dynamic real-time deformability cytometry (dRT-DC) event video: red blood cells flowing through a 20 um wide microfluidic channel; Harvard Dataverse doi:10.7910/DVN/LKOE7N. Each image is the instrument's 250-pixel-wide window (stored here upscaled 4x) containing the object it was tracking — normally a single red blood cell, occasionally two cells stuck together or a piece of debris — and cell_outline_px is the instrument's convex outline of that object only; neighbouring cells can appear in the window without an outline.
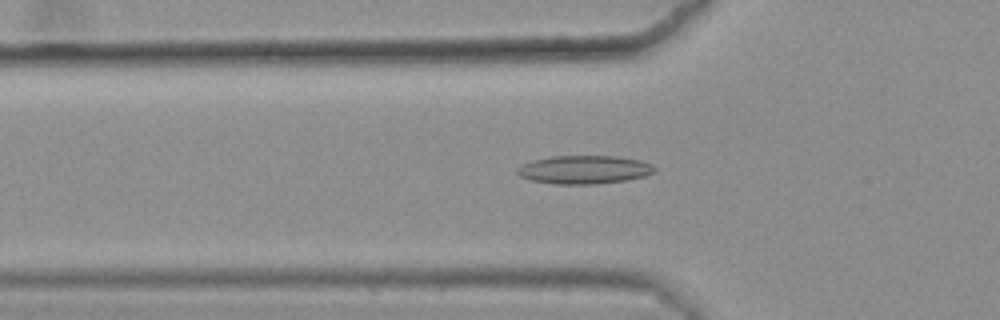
{"species": "common noctule bat (a hibernating species)", "species_latin": "Nyctalus noctula", "temperature_condition": "warm", "stored_images_in_passage": 46, "camera_frame_rate_fps": 3000, "um_per_image_px": 0.085, "animal": {"sex": "female", "body_mass_g": 25.1}, "frame": {"image": 1, "passage_image": 16, "time_ms": 5.0, "image_size_px": [1000, 320], "cell_outline_px": [[656, 168], [652, 172], [644, 176], [628, 180], [596, 184], [552, 184], [532, 180], [520, 176], [516, 172], [516, 168], [532, 160], [552, 156], [616, 156], [640, 160], [652, 164]], "centroid_in_image_um": [49.65, 14.42], "position_along_channel_um": 76.2, "area_um2": 22.72}}
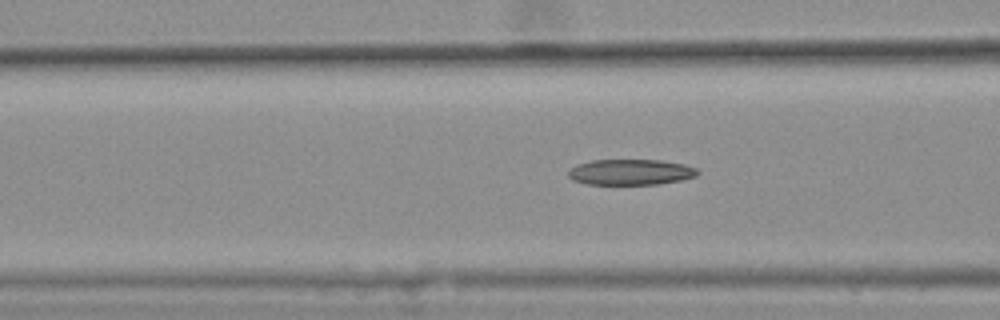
{"frame": {"image": 2, "passage_image": 19, "time_ms": 6.0, "image_size_px": [1000, 320], "cell_outline_px": [[700, 172], [696, 176], [680, 180], [656, 184], [588, 184], [572, 180], [568, 176], [568, 172], [576, 164], [592, 160], [660, 160], [684, 164], [696, 168]], "centroid_in_image_um": [53.6, 14.62], "position_along_channel_um": 113.0, "area_um2": 19.31}}
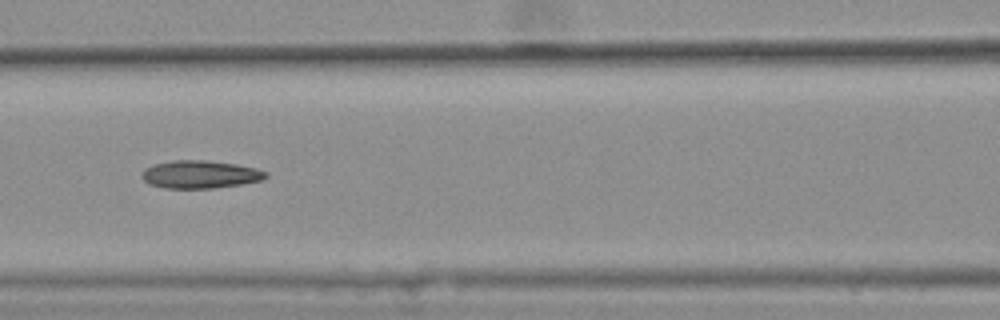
{"frame": {"image": 3, "passage_image": 22, "time_ms": 7.0, "image_size_px": [1000, 320], "cell_outline_px": [[268, 176], [260, 180], [240, 184], [212, 188], [164, 188], [148, 184], [140, 176], [144, 168], [152, 164], [172, 160], [208, 160], [236, 164], [256, 168], [268, 172]], "centroid_in_image_um": [16.96, 14.81], "position_along_channel_um": 149.6, "area_um2": 20.23}, "authors_computed_cell_mechanics": {"area_um2": 19.7098, "velocity_mm_per_s": 3.6474, "shape_relaxation_time_tau1_ms": null, "shape_relaxation_time_tau2_ms": 3.1921, "deformation_change_tau1": null, "deformation_change_tau2": 0.1193}}